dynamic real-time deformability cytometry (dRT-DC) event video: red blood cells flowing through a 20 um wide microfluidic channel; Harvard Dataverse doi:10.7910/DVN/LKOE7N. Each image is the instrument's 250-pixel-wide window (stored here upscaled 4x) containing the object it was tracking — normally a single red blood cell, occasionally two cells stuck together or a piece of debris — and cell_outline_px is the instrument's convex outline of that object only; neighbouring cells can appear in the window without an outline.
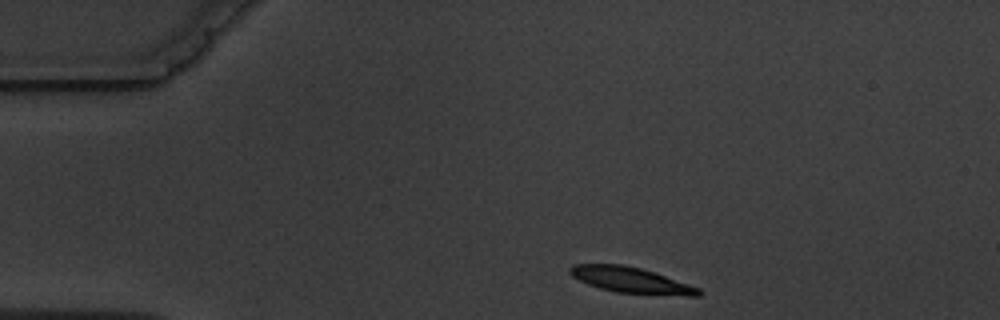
{"species": "common noctule bat (a hibernating species)", "species_latin": "Nyctalus noctula", "temperature_condition": "warm", "stored_images_in_passage": 2, "camera_frame_rate_fps": 3000, "um_per_image_px": 0.085, "animal": {"sex": "male", "body_mass_g": 19.5, "forearm_length_mm": 54.6}, "frame": {"image": 1, "passage_image": 1, "time_ms": 0.0, "image_size_px": [1000, 320], "cell_outline_px": [[704, 292], [700, 296], [688, 296], [616, 292], [600, 288], [588, 284], [572, 276], [568, 272], [568, 268], [572, 264], [620, 264], [640, 268], [700, 288]], "centroid_in_image_um": [53.62, 23.81], "position_along_channel_um": 31.4, "area_um2": 19.13}}